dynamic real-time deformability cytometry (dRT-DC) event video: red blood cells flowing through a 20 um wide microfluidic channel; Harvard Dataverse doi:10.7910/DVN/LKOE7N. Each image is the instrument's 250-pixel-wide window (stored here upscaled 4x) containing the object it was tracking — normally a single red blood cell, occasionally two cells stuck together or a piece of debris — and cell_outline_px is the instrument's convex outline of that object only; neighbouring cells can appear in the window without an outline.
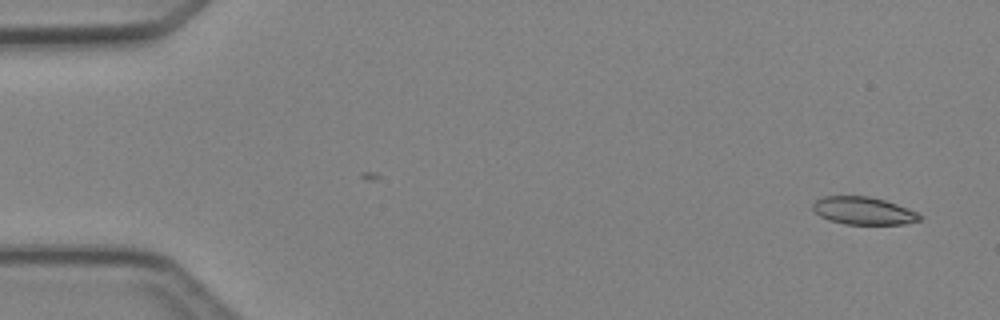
{"species": "Egyptian fruit bat (a non-hibernating species)", "species_latin": "Rousettus aegyptiacus", "temperature_condition": "cold", "stored_images_in_passage": 2, "camera_frame_rate_fps": 3000, "um_per_image_px": 0.085, "animal": {"sex": "female"}, "frame": {"image": 1, "passage_image": 2, "time_ms": 1.333, "image_size_px": [1000, 320], "cell_outline_px": [[924, 216], [920, 220], [904, 224], [844, 224], [828, 220], [820, 216], [812, 208], [812, 204], [816, 200], [824, 196], [868, 196], [884, 200], [908, 208]], "centroid_in_image_um": [73.39, 17.92], "position_along_channel_um": 11.6, "area_um2": 17.22}}